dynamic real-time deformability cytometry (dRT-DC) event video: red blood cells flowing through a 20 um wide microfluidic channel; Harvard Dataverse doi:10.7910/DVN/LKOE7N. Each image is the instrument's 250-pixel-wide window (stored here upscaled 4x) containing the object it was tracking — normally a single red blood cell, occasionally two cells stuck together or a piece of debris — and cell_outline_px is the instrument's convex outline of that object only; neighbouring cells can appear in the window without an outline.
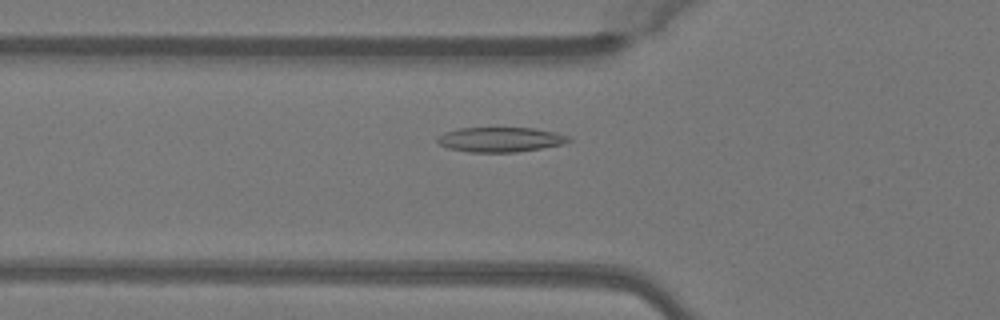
{"species": "Egyptian fruit bat (a non-hibernating species)", "species_latin": "Rousettus aegyptiacus", "temperature_condition": "warm", "stored_images_in_passage": 45, "camera_frame_rate_fps": 3000, "um_per_image_px": 0.085, "animal": {"sex": "female"}, "frame": {"image": 1, "passage_image": 12, "time_ms": 3.667, "image_size_px": [1000, 320], "cell_outline_px": [[572, 140], [564, 144], [516, 152], [468, 152], [448, 148], [440, 144], [436, 140], [436, 136], [444, 132], [460, 128], [532, 128], [556, 132], [568, 136]], "centroid_in_image_um": [42.51, 11.86], "position_along_channel_um": 83.3, "area_um2": 18.96}}
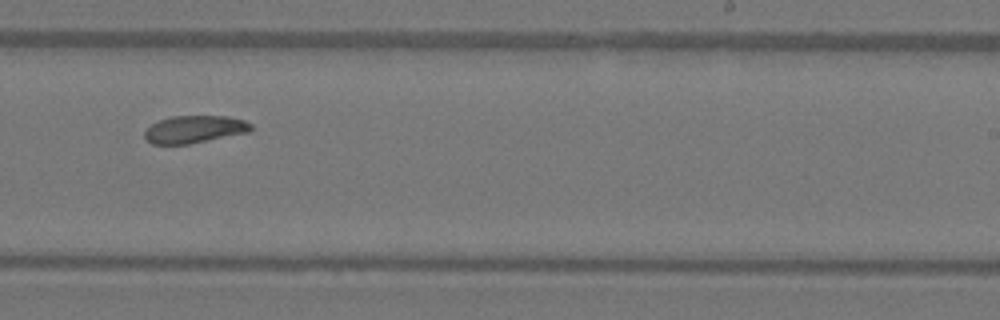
{"frame": {"image": 2, "passage_image": 26, "time_ms": 8.333, "image_size_px": [1000, 320], "cell_outline_px": [[252, 128], [248, 132], [188, 144], [152, 144], [144, 136], [144, 132], [152, 124], [160, 120], [172, 116], [228, 116], [244, 120], [252, 124]], "centroid_in_image_um": [16.53, 10.98], "position_along_channel_um": 272.5, "area_um2": 16.82}}
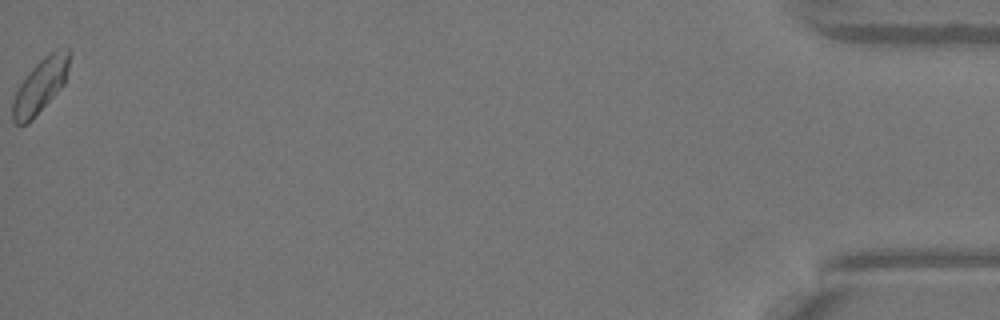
{"frame": {"image": 3, "passage_image": 45, "time_ms": 14.667, "image_size_px": [1000, 320], "cell_outline_px": [[72, 52], [64, 84], [32, 120], [28, 124], [16, 124], [12, 120], [12, 100], [24, 76], [44, 56], [56, 48], [68, 48]], "centroid_in_image_um": [3.44, 7.26], "position_along_channel_um": 431.8, "area_um2": 18.03}, "authors_computed_cell_mechanics": {"area_um2": 17.629, "velocity_mm_per_s": 4.045, "shape_relaxation_time_tau1_ms": 4.6968, "shape_relaxation_time_tau2_ms": null, "deformation_change_tau1": 0.121, "deformation_change_tau2": null}}